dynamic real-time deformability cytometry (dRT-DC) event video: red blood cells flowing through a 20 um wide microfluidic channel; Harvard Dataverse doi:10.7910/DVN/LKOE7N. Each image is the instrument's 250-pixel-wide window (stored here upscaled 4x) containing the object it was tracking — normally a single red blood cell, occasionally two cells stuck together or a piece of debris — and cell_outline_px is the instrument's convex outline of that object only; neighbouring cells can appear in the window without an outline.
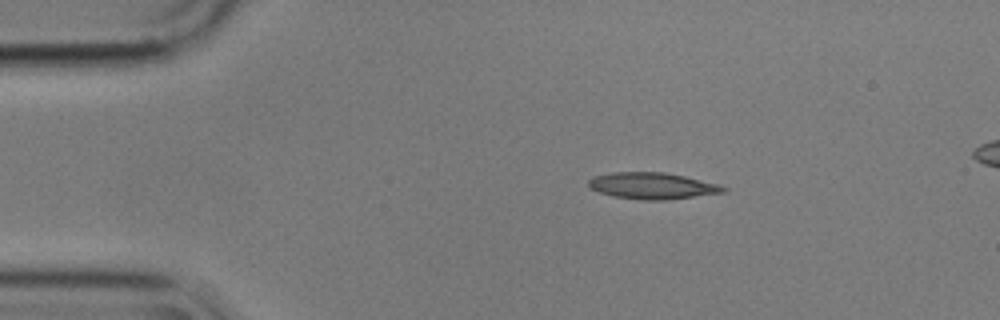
{"species": "common noctule bat (a hibernating species)", "species_latin": "Nyctalus noctula", "temperature_condition": "cold", "stored_images_in_passage": 48, "segment_of_instrument_passage": [1, 2], "camera_frame_rate_fps": 3000, "um_per_image_px": 0.085, "animal": {"sex": "male", "body_mass_g": 17.9}, "frame": {"image": 1, "passage_image": 1, "time_ms": 0.0, "image_size_px": [1000, 320], "cell_outline_px": [[728, 188], [724, 192], [664, 200], [640, 200], [612, 196], [588, 188], [588, 180], [592, 176], [612, 172], [664, 172], [684, 176], [716, 184]], "centroid_in_image_um": [55.36, 15.79], "position_along_channel_um": 29.6, "area_um2": 20.69}}
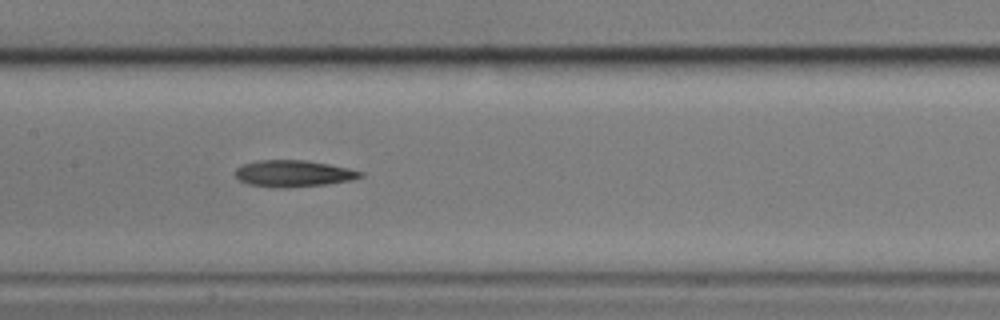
{"frame": {"image": 2, "passage_image": 18, "time_ms": 5.667, "image_size_px": [1000, 320], "cell_outline_px": [[364, 176], [352, 180], [328, 184], [288, 188], [272, 188], [248, 184], [240, 180], [236, 176], [236, 168], [244, 164], [256, 160], [308, 160], [348, 168], [364, 172]], "centroid_in_image_um": [24.96, 14.76], "position_along_channel_um": 182.4, "area_um2": 19.59}}
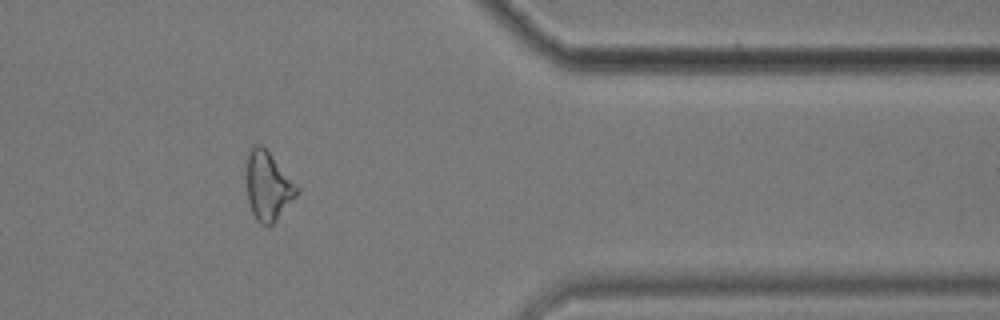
{"frame": {"image": 3, "passage_image": 37, "time_ms": 12.0, "image_size_px": [1000, 320], "cell_outline_px": [[300, 192], [276, 220], [272, 224], [260, 224], [256, 220], [252, 212], [248, 200], [244, 176], [248, 152], [252, 144], [260, 144], [300, 184]], "centroid_in_image_um": [22.78, 15.77], "position_along_channel_um": 388.6, "area_um2": 20.87}}